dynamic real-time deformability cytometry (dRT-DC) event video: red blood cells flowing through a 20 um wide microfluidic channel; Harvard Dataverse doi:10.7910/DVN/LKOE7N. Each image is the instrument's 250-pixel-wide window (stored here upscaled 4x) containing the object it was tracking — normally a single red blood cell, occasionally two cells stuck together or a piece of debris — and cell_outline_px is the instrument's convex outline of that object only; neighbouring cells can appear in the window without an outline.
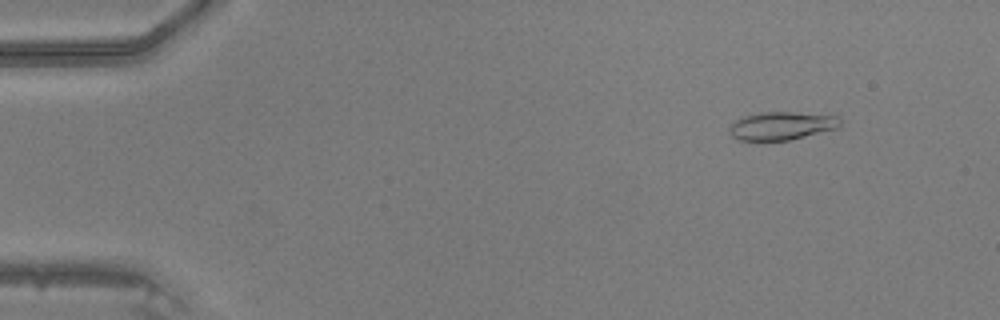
{"species": "common noctule bat (a hibernating species)", "species_latin": "Nyctalus noctula", "temperature_condition": "warm", "stored_images_in_passage": 48, "camera_frame_rate_fps": 3000, "um_per_image_px": 0.085, "animal": {"sex": "male", "body_mass_g": 20.5, "forearm_length_mm": 52.5}, "frame": {"image": 1, "passage_image": 6, "time_ms": 1.667, "image_size_px": [1000, 320], "cell_outline_px": [[840, 124], [836, 128], [788, 140], [740, 140], [732, 136], [728, 128], [736, 120], [744, 116], [760, 112], [792, 112], [836, 116], [840, 120]], "centroid_in_image_um": [66.39, 10.68], "position_along_channel_um": 18.6, "area_um2": 17.74}}
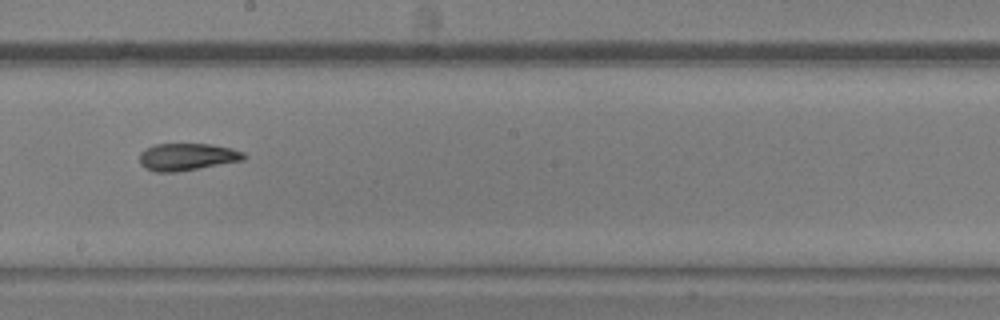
{"frame": {"image": 2, "passage_image": 28, "time_ms": 9.0, "image_size_px": [1000, 320], "cell_outline_px": [[248, 156], [244, 160], [176, 172], [156, 172], [144, 168], [140, 164], [140, 152], [156, 144], [212, 144], [232, 148], [244, 152]], "centroid_in_image_um": [15.93, 13.33], "position_along_channel_um": 232.3, "area_um2": 16.59}}
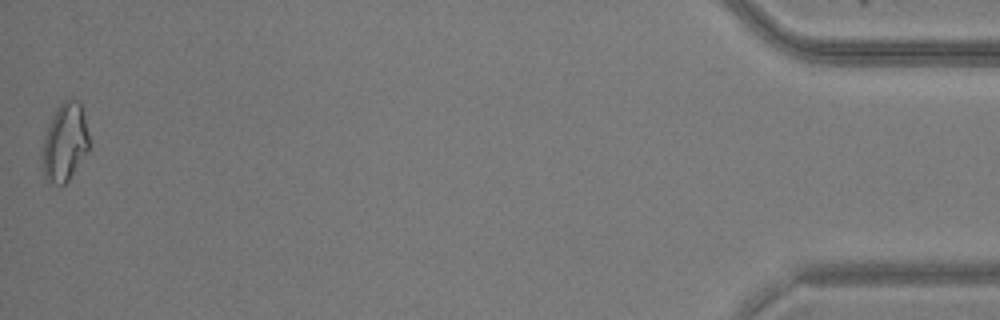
{"frame": {"image": 3, "passage_image": 48, "time_ms": 15.667, "image_size_px": [1000, 320], "cell_outline_px": [[88, 148], [68, 180], [64, 184], [56, 184], [48, 180], [44, 176], [44, 140], [48, 124], [56, 108], [64, 100], [72, 96], [80, 100], [88, 132]], "centroid_in_image_um": [5.53, 12.0], "position_along_channel_um": 429.7, "area_um2": 20.69}}